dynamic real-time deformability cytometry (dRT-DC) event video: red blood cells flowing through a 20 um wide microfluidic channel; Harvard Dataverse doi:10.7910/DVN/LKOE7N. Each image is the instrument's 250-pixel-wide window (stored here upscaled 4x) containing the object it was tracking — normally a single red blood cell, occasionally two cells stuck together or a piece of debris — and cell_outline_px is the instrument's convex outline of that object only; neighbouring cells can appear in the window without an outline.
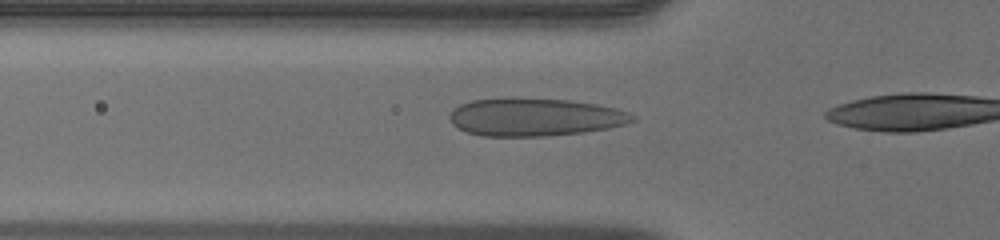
{"species": "human", "species_latin": "Homo sapiens", "temperature_condition": "warm", "stored_images_in_passage": 13, "camera_frame_rate_fps": 3000, "um_per_image_px": 0.085, "donor": {"sex": "male"}, "frame": {"image": 1, "passage_image": 12, "time_ms": 3.667, "image_size_px": [1000, 240], "cell_outline_px": [[636, 120], [624, 124], [608, 128], [584, 132], [544, 136], [484, 136], [464, 132], [452, 124], [448, 116], [460, 104], [472, 100], [512, 96], [572, 100], [596, 104], [616, 108], [628, 112], [636, 116]], "centroid_in_image_um": [45.44, 9.93], "position_along_channel_um": 80.4, "area_um2": 40.98}}